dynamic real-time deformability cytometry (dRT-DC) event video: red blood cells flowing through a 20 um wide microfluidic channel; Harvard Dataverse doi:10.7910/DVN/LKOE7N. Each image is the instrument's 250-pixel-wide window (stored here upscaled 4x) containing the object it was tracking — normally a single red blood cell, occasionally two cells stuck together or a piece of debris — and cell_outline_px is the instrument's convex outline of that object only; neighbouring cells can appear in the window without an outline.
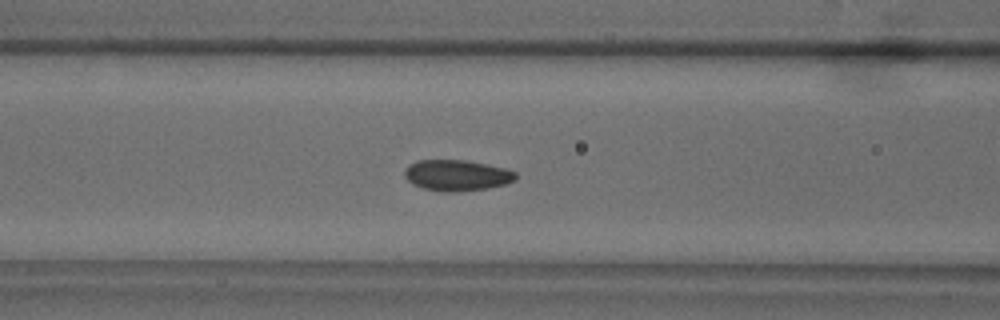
{"species": "common noctule bat (a hibernating species)", "species_latin": "Nyctalus noctula", "temperature_condition": "warm", "stored_images_in_passage": 38, "camera_frame_rate_fps": 3000, "um_per_image_px": 0.085, "animal": {"sex": "male", "body_mass_g": 18.8}, "frame": {"image": 1, "passage_image": 6, "time_ms": 1.667, "image_size_px": [1000, 320], "cell_outline_px": [[516, 180], [508, 184], [488, 188], [456, 192], [440, 192], [424, 188], [412, 184], [404, 176], [404, 172], [408, 164], [416, 160], [464, 160], [504, 168], [516, 172]], "centroid_in_image_um": [38.82, 14.91], "position_along_channel_um": 127.8, "area_um2": 20.17}, "authors_computed_cell_mechanics": {"area_um2": 19.4497, "velocity_mm_per_s": 3.836, "shape_relaxation_time_tau1_ms": 2.4154, "shape_relaxation_time_tau2_ms": 2.1502, "deformation_change_tau1": 0.0768, "deformation_change_tau2": 0.0474}}